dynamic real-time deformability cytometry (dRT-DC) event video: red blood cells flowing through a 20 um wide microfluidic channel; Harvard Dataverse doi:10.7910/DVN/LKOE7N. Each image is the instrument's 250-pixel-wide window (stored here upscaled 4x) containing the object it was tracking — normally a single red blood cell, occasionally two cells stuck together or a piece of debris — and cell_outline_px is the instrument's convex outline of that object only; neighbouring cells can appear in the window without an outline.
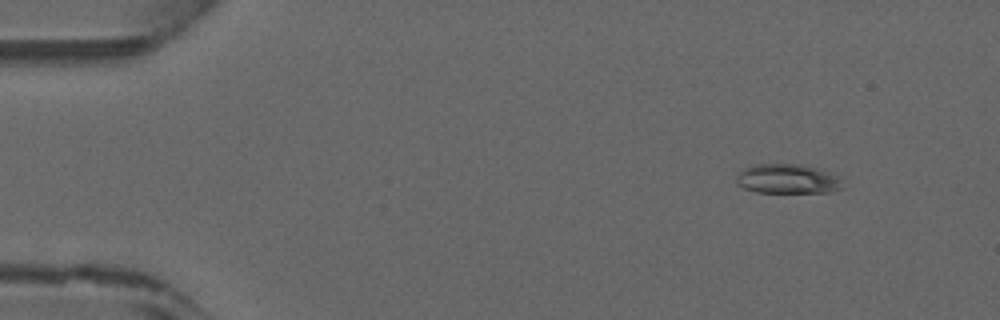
{"species": "common noctule bat (a hibernating species)", "species_latin": "Nyctalus noctula", "temperature_condition": "warm", "stored_images_in_passage": 15, "camera_frame_rate_fps": 3000, "um_per_image_px": 0.085, "animal": {"sex": "male", "forearm_length_mm": 52.5}, "frame": {"image": 1, "passage_image": 5, "time_ms": 1.333, "image_size_px": [1000, 320], "cell_outline_px": [[844, 188], [832, 192], [756, 192], [744, 188], [736, 180], [736, 176], [744, 168], [752, 164], [804, 164], [816, 168], [836, 176], [840, 180]], "centroid_in_image_um": [66.93, 15.2], "position_along_channel_um": 18.1, "area_um2": 18.15}}